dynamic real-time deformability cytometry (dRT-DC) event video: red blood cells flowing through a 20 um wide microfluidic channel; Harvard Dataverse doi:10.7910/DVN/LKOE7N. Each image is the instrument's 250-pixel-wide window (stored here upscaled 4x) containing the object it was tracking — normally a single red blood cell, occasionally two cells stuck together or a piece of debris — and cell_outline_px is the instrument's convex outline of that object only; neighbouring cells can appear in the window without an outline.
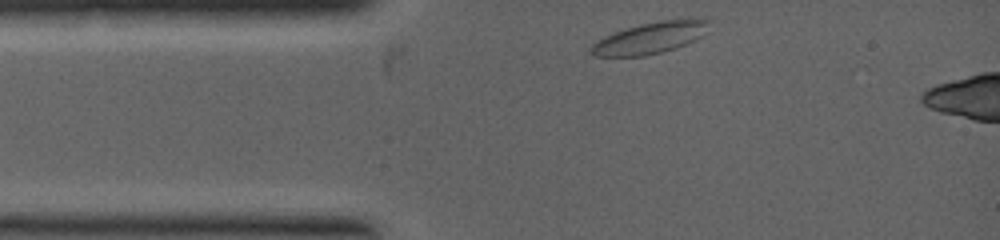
{"species": "common noctule bat (a hibernating species)", "species_latin": "Nyctalus noctula", "temperature_condition": "warm", "stored_images_in_passage": 3, "camera_frame_rate_fps": 5000, "um_per_image_px": 0.085, "animal": {"sex": "female", "body_mass_g": 19.0, "forearm_length_mm": 53.3}, "frame": {"image": 1, "passage_image": 1, "time_ms": 0.0, "image_size_px": [1000, 240], "cell_outline_px": [[712, 20], [704, 36], [696, 40], [676, 48], [644, 56], [592, 56], [588, 52], [588, 48], [596, 40], [604, 36], [640, 24], [660, 20]], "centroid_in_image_um": [55.23, 3.25], "position_along_channel_um": 29.8, "area_um2": 21.56}}